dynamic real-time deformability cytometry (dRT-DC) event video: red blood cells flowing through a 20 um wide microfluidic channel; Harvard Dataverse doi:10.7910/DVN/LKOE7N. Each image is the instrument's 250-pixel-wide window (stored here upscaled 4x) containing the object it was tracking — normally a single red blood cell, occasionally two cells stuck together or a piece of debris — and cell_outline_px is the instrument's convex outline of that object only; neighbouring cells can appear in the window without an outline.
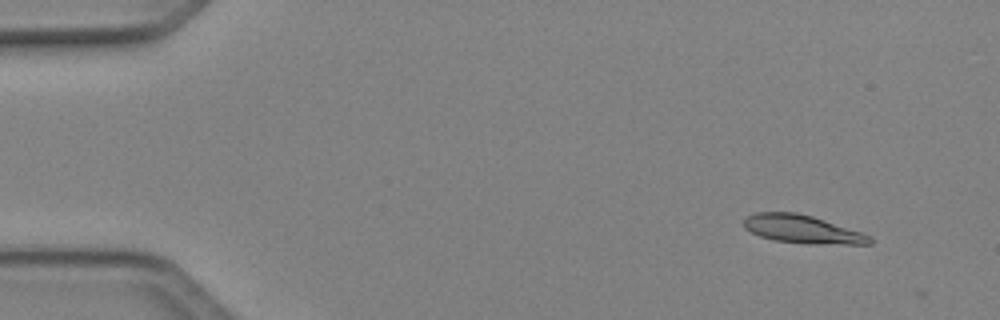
{"species": "Egyptian fruit bat (a non-hibernating species)", "species_latin": "Rousettus aegyptiacus", "temperature_condition": "cold", "stored_images_in_passage": 51, "camera_frame_rate_fps": 3000, "um_per_image_px": 0.085, "animal": {"sex": "female"}, "frame": {"image": 1, "passage_image": 5, "time_ms": 1.333, "image_size_px": [1000, 320], "cell_outline_px": [[872, 244], [808, 244], [772, 240], [760, 236], [744, 228], [744, 216], [756, 212], [796, 212], [812, 216], [872, 236]], "centroid_in_image_um": [68.16, 19.48], "position_along_channel_um": 16.8, "area_um2": 20.69}}
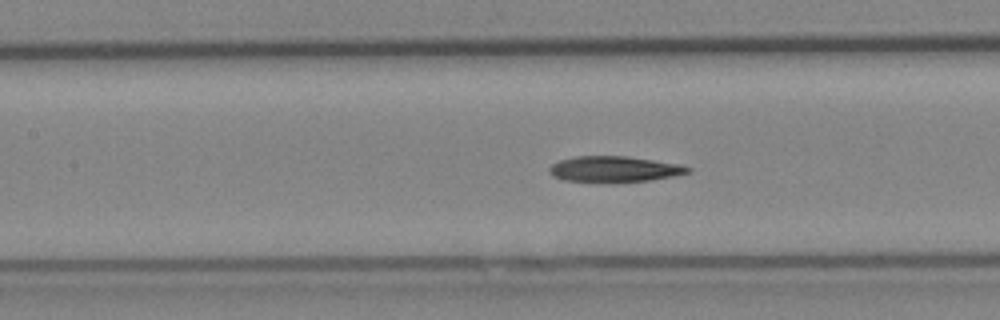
{"frame": {"image": 2, "passage_image": 23, "time_ms": 7.333, "image_size_px": [1000, 320], "cell_outline_px": [[692, 172], [672, 176], [648, 180], [612, 184], [608, 184], [564, 180], [552, 176], [548, 172], [548, 168], [552, 164], [560, 160], [576, 156], [624, 156], [652, 160], [676, 164], [692, 168]], "centroid_in_image_um": [52.15, 14.41], "position_along_channel_um": 155.3, "area_um2": 21.21}}
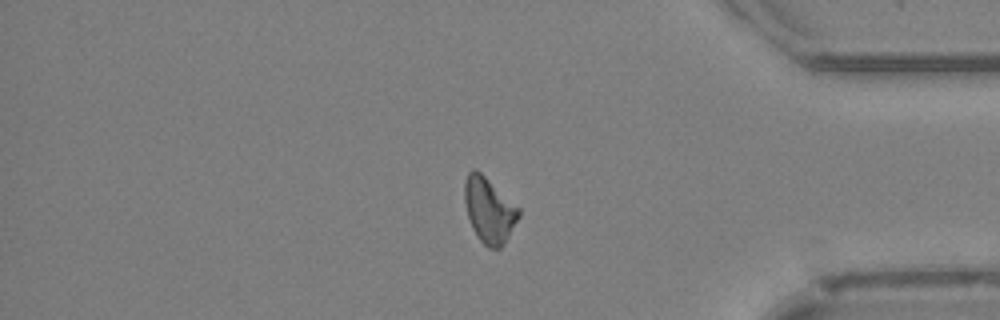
{"frame": {"image": 3, "passage_image": 42, "time_ms": 13.667, "image_size_px": [1000, 320], "cell_outline_px": [[520, 216], [504, 244], [500, 248], [488, 248], [480, 240], [472, 228], [468, 216], [464, 200], [464, 180], [468, 172], [472, 168], [476, 168], [520, 208]], "centroid_in_image_um": [41.57, 17.84], "position_along_channel_um": 393.6, "area_um2": 20.63}, "authors_computed_cell_mechanics": {"area_um2": 20.7502, "velocity_mm_per_s": 4.1223, "shape_relaxation_time_tau1_ms": 6.6373, "shape_relaxation_time_tau2_ms": null, "deformation_change_tau1": 0.1749, "deformation_change_tau2": null}}